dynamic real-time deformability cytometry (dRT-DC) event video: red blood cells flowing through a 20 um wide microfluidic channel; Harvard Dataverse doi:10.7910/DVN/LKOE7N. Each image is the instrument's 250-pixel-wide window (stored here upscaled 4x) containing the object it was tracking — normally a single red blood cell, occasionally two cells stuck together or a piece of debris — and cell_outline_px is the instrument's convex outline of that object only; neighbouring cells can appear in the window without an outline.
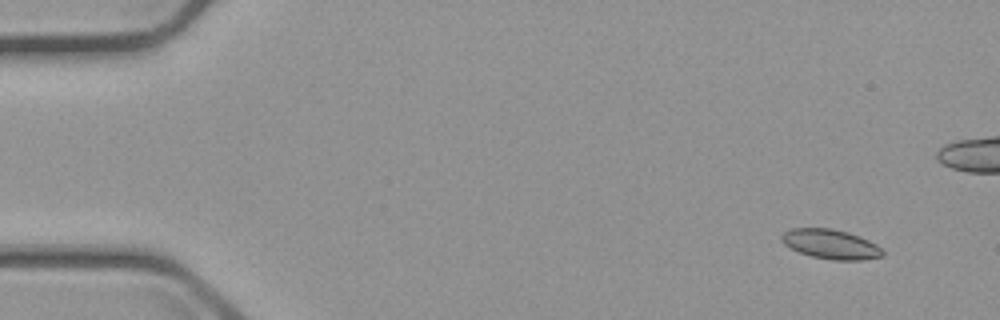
{"species": "common noctule bat (a hibernating species)", "species_latin": "Nyctalus noctula", "temperature_condition": "cold", "stored_images_in_passage": 8, "camera_frame_rate_fps": 3000, "um_per_image_px": 0.085, "animal": {"sex": "male", "body_mass_g": 23.1, "forearm_length_mm": 52.7}, "frame": {"image": 1, "passage_image": 2, "time_ms": 1.333, "image_size_px": [1000, 320], "cell_outline_px": [[884, 256], [860, 260], [832, 260], [812, 256], [800, 252], [784, 244], [780, 240], [780, 236], [784, 232], [792, 228], [832, 228], [848, 232], [868, 240], [876, 244], [884, 252]], "centroid_in_image_um": [70.6, 20.75], "position_along_channel_um": 14.4, "area_um2": 17.34}}
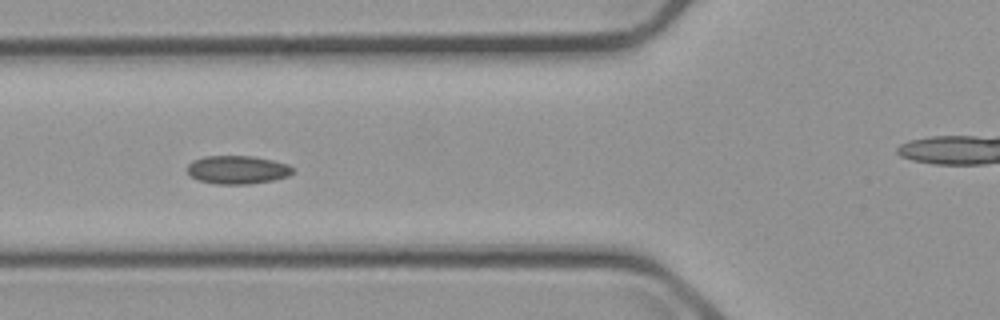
{"frame": {"image": 2, "passage_image": 7, "time_ms": 7.0, "image_size_px": [1000, 320], "cell_outline_px": [[296, 168], [288, 176], [272, 180], [248, 184], [216, 184], [196, 180], [188, 172], [188, 164], [192, 160], [204, 156], [252, 156], [272, 160], [288, 164]], "centroid_in_image_um": [20.18, 14.43], "position_along_channel_um": 105.6, "area_um2": 17.46}}
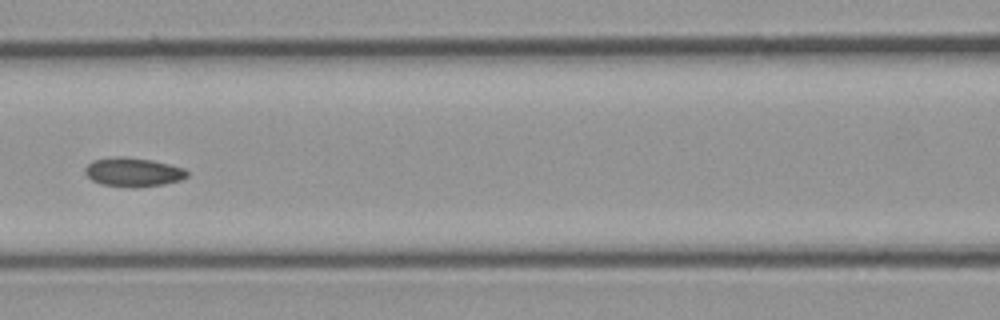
{"frame": {"image": 3, "passage_image": 8, "time_ms": 8.333, "image_size_px": [1000, 320], "cell_outline_px": [[188, 176], [180, 180], [164, 184], [136, 188], [132, 188], [100, 184], [92, 180], [84, 172], [84, 168], [92, 160], [116, 156], [124, 156], [152, 160], [184, 168], [188, 172]], "centroid_in_image_um": [11.3, 14.63], "position_along_channel_um": 155.3, "area_um2": 17.4}}